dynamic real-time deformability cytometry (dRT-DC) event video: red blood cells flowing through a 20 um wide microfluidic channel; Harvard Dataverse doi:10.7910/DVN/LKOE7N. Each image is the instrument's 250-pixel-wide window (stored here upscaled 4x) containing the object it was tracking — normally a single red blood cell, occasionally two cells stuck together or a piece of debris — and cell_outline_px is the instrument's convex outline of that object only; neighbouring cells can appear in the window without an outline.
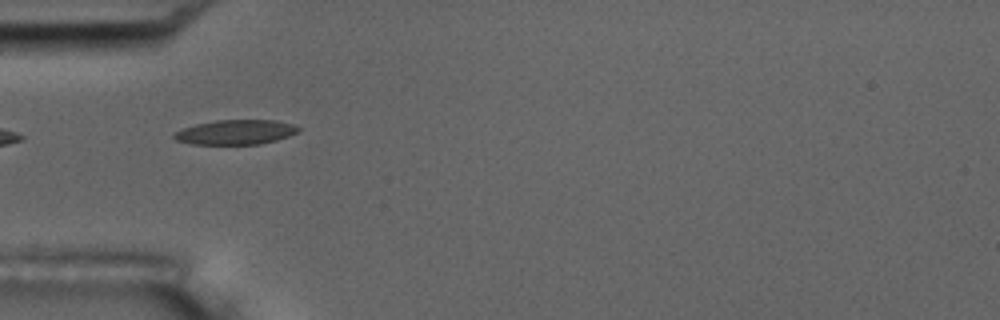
{"species": "common noctule bat (a hibernating species)", "species_latin": "Nyctalus noctula", "temperature_condition": "room temperature", "stored_images_in_passage": 6, "camera_frame_rate_fps": 3000, "um_per_image_px": 0.085, "animal": {"sex": "male", "body_mass_g": 17.5, "forearm_length_mm": 52.3}, "frame": {"image": 1, "passage_image": 3, "time_ms": 2.0, "image_size_px": [1000, 320], "cell_outline_px": [[300, 132], [276, 140], [260, 144], [192, 144], [176, 140], [172, 136], [176, 132], [184, 128], [196, 124], [216, 120], [272, 120], [292, 124], [300, 128]], "centroid_in_image_um": [20.04, 11.23], "position_along_channel_um": 65.0, "area_um2": 17.74}}
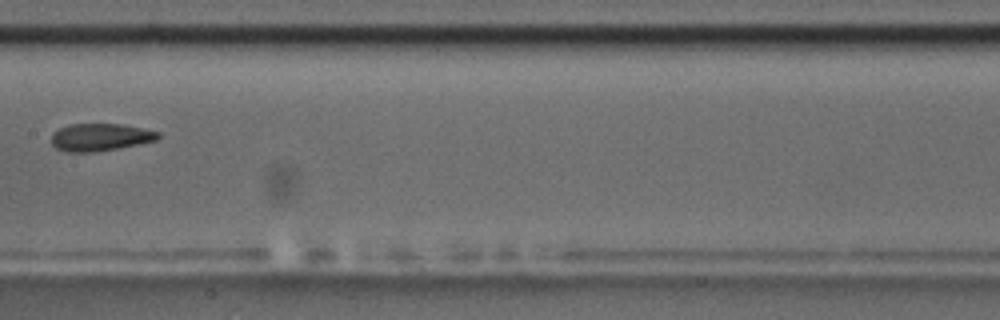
{"frame": {"image": 2, "passage_image": 6, "time_ms": 5.667, "image_size_px": [1000, 320], "cell_outline_px": [[160, 136], [156, 140], [140, 144], [92, 152], [68, 152], [56, 148], [52, 144], [52, 132], [68, 124], [120, 124], [160, 132]], "centroid_in_image_um": [8.49, 11.66], "position_along_channel_um": 198.9, "area_um2": 16.94}}